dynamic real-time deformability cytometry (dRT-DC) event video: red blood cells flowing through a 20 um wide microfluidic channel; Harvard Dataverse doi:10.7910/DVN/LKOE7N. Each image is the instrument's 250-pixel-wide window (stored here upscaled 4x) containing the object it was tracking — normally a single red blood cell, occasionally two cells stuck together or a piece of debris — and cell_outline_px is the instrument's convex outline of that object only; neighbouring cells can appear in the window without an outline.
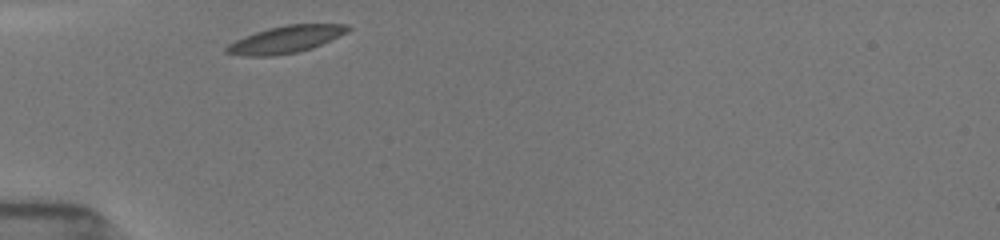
{"species": "common noctule bat (a hibernating species)", "species_latin": "Nyctalus noctula", "temperature_condition": "room temperature", "stored_images_in_passage": 29, "camera_frame_rate_fps": 3000, "um_per_image_px": 0.085, "animal": {"sex": "female", "body_mass_g": 19.5, "forearm_length_mm": 54.1}, "frame": {"image": 1, "passage_image": 1, "time_ms": 0.0, "image_size_px": [1000, 240], "cell_outline_px": [[352, 28], [348, 32], [312, 48], [296, 52], [272, 56], [248, 56], [224, 52], [224, 48], [228, 44], [244, 36], [268, 28], [288, 24], [348, 24]], "centroid_in_image_um": [24.29, 3.34], "position_along_channel_um": 60.7, "area_um2": 19.07}}
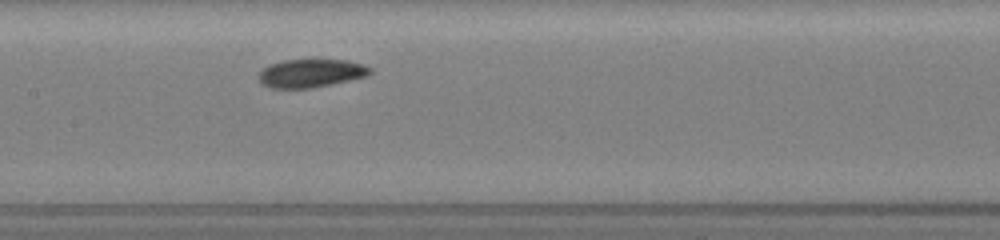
{"frame": {"image": 2, "passage_image": 11, "time_ms": 3.333, "image_size_px": [1000, 240], "cell_outline_px": [[372, 72], [368, 76], [312, 88], [272, 88], [264, 84], [260, 80], [260, 72], [268, 64], [284, 60], [348, 60], [364, 64], [372, 68]], "centroid_in_image_um": [26.48, 6.21], "position_along_channel_um": 180.9, "area_um2": 18.26}}
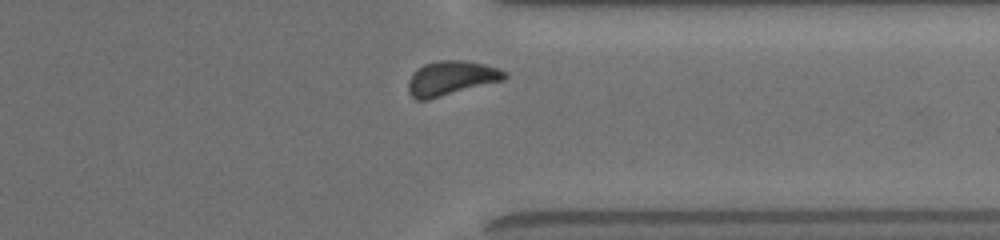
{"frame": {"image": 3, "passage_image": 26, "time_ms": 8.333, "image_size_px": [1000, 240], "cell_outline_px": [[508, 76], [504, 80], [428, 100], [416, 100], [408, 92], [408, 80], [424, 64], [436, 60], [464, 60], [484, 64], [500, 68], [508, 72]], "centroid_in_image_um": [38.39, 6.64], "position_along_channel_um": 373.0, "area_um2": 19.42}, "authors_computed_cell_mechanics": {"area_um2": 18.8428, "velocity_mm_per_s": 3.852, "shape_relaxation_time_tau1_ms": 3.8509, "shape_relaxation_time_tau2_ms": null, "deformation_change_tau1": 0.086, "deformation_change_tau2": null}}